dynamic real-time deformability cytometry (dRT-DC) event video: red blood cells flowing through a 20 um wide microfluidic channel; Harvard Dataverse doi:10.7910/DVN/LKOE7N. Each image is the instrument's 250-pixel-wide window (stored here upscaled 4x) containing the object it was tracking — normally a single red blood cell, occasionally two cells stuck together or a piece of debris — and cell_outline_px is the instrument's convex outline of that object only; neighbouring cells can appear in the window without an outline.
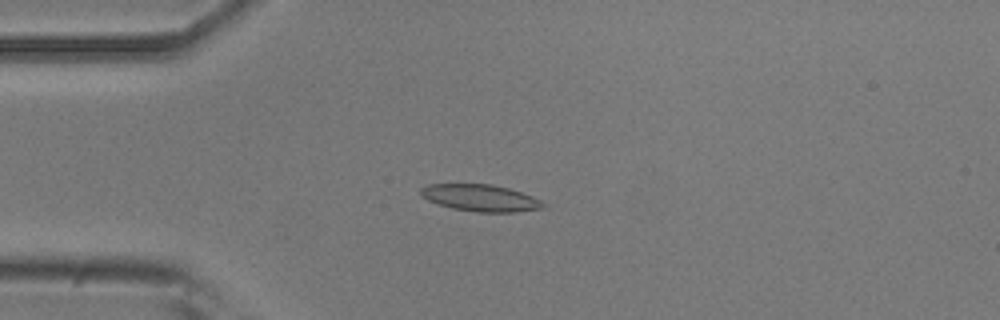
{"species": "common noctule bat (a hibernating species)", "species_latin": "Nyctalus noctula", "temperature_condition": "room temperature", "stored_images_in_passage": 44, "camera_frame_rate_fps": 3000, "um_per_image_px": 0.085, "animal": {"sex": "male", "body_mass_g": 20.5, "forearm_length_mm": 52.5}, "frame": {"image": 1, "passage_image": 5, "time_ms": 1.333, "image_size_px": [1000, 320], "cell_outline_px": [[548, 204], [544, 208], [512, 212], [476, 212], [452, 208], [436, 204], [420, 196], [420, 188], [428, 184], [492, 184], [508, 188], [532, 196]], "centroid_in_image_um": [40.82, 16.82], "position_along_channel_um": 44.2, "area_um2": 19.25}}
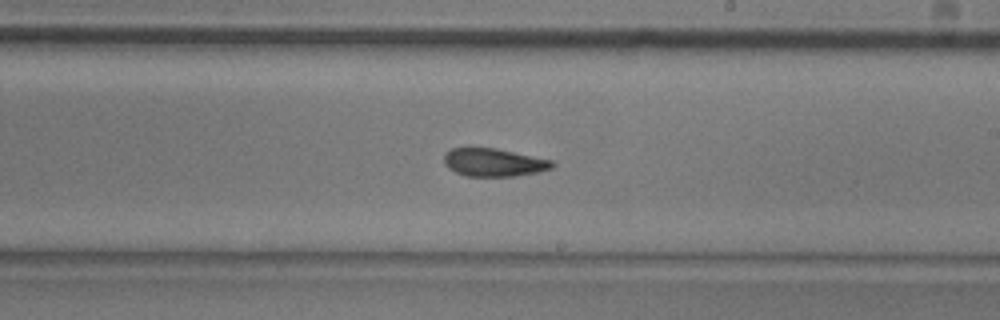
{"frame": {"image": 2, "passage_image": 22, "time_ms": 7.0, "image_size_px": [1000, 320], "cell_outline_px": [[556, 164], [552, 168], [540, 172], [516, 176], [464, 176], [448, 168], [444, 164], [444, 152], [452, 148], [472, 144], [496, 148], [552, 160]], "centroid_in_image_um": [41.91, 13.76], "position_along_channel_um": 247.1, "area_um2": 18.44}}
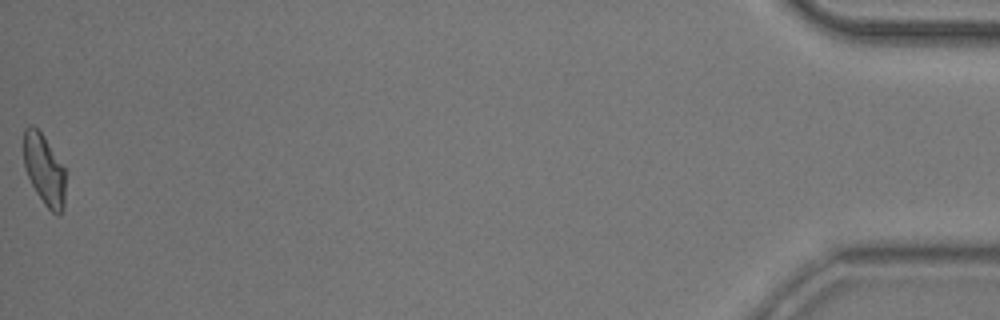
{"frame": {"image": 3, "passage_image": 44, "time_ms": 14.333, "image_size_px": [1000, 320], "cell_outline_px": [[64, 208], [60, 216], [56, 216], [44, 204], [36, 192], [24, 168], [24, 128], [28, 124], [32, 124], [44, 136], [64, 168]], "centroid_in_image_um": [3.75, 14.44], "position_along_channel_um": 431.5, "area_um2": 17.17}, "authors_computed_cell_mechanics": {"area_um2": 18.0914, "velocity_mm_per_s": 3.8829, "shape_relaxation_time_tau1_ms": 5.9469, "shape_relaxation_time_tau2_ms": 2.5366, "deformation_change_tau1": 0.1484, "deformation_change_tau2": 0.0983}}